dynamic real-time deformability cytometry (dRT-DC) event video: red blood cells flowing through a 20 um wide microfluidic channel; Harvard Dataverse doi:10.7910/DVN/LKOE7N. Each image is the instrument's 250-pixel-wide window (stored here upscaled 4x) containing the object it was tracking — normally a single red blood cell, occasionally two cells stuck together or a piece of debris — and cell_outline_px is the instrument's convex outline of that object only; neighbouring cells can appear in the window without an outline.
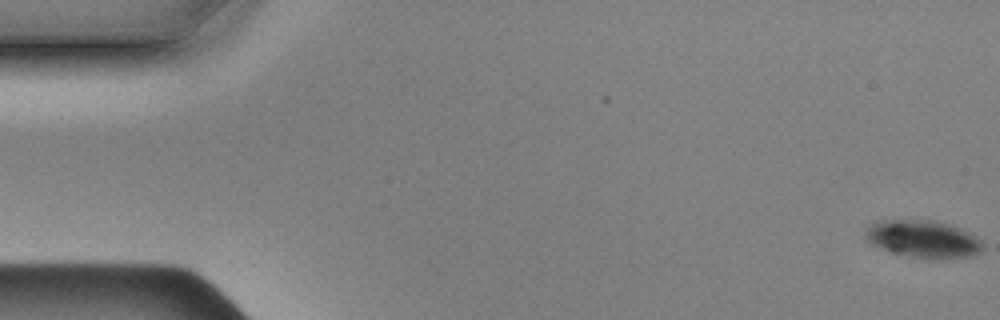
{"species": "Egyptian fruit bat (a non-hibernating species)", "species_latin": "Rousettus aegyptiacus", "temperature_condition": "cold", "stored_images_in_passage": 58, "camera_frame_rate_fps": 3000, "um_per_image_px": 0.085, "animal": {"sex": "male"}, "frame": {"image": 1, "passage_image": 1, "time_ms": 0.0, "image_size_px": [1000, 320], "cell_outline_px": [[980, 248], [976, 252], [968, 256], [912, 256], [888, 252], [872, 244], [864, 236], [864, 232], [876, 220], [928, 220], [960, 228], [968, 232], [980, 240]], "centroid_in_image_um": [78.33, 20.27], "position_along_channel_um": 6.7, "area_um2": 24.28}}
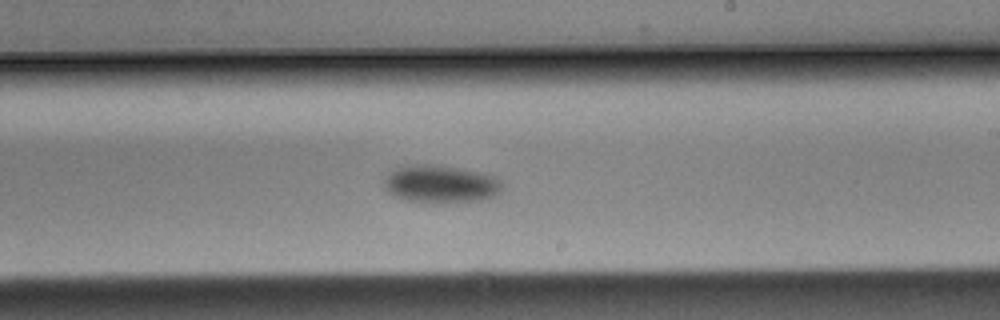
{"frame": {"image": 2, "passage_image": 34, "time_ms": 11.0, "image_size_px": [1000, 320], "cell_outline_px": [[504, 188], [500, 192], [492, 196], [480, 200], [444, 204], [424, 204], [404, 200], [388, 192], [384, 184], [384, 176], [388, 172], [404, 164], [432, 164], [460, 168], [484, 172], [500, 180], [504, 184]], "centroid_in_image_um": [37.43, 15.65], "position_along_channel_um": 251.6, "area_um2": 26.88}}
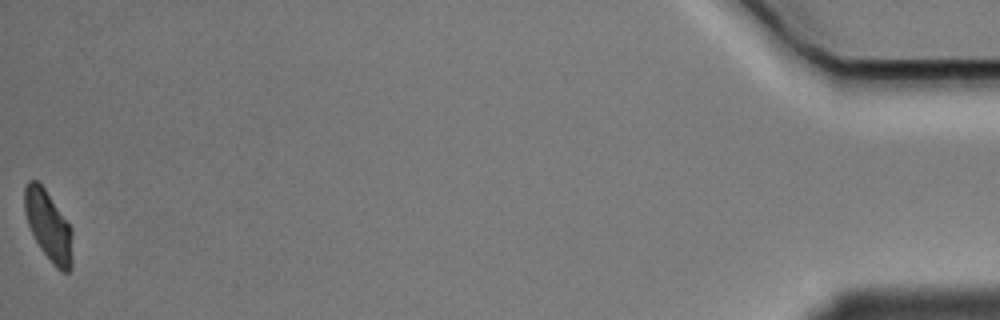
{"frame": {"image": 3, "passage_image": 58, "time_ms": 19.0, "image_size_px": [1000, 320], "cell_outline_px": [[72, 268], [68, 272], [60, 272], [56, 268], [40, 248], [28, 224], [24, 212], [24, 188], [28, 180], [36, 180], [44, 188], [72, 228]], "centroid_in_image_um": [4.12, 19.22], "position_along_channel_um": 431.1, "area_um2": 19.48}, "authors_computed_cell_mechanics": {"area_um2": 26.0389, "velocity_mm_per_s": 3.4868, "shape_relaxation_time_tau1_ms": 1.1917, "shape_relaxation_time_tau2_ms": null, "deformation_change_tau1": 0.0314, "deformation_change_tau2": null}}